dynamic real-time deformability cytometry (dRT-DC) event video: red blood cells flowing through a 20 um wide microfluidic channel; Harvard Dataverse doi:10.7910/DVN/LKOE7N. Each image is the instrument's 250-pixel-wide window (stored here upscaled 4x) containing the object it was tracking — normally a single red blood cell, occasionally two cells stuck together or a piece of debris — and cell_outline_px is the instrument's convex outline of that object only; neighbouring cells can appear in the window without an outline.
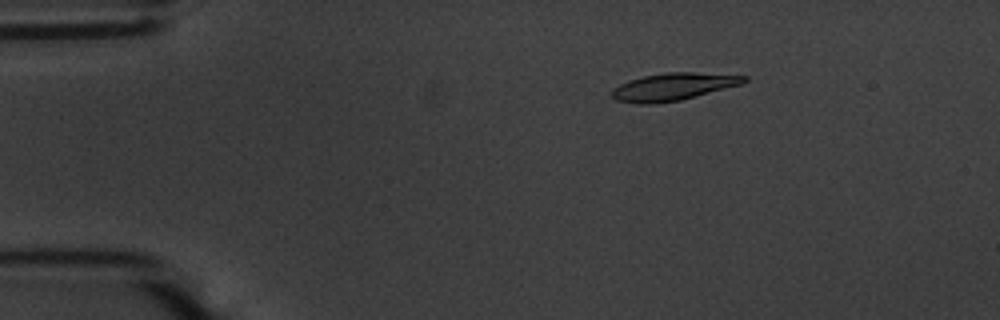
{"species": "common noctule bat (a hibernating species)", "species_latin": "Nyctalus noctula", "temperature_condition": "warm", "stored_images_in_passage": 47, "camera_frame_rate_fps": 3000, "um_per_image_px": 0.085, "animal": {"sex": "male", "body_mass_g": 20.1, "forearm_length_mm": 53.5}, "frame": {"image": 1, "passage_image": 1, "time_ms": 0.0, "image_size_px": [1000, 320], "cell_outline_px": [[748, 80], [740, 84], [680, 100], [652, 104], [636, 104], [616, 100], [608, 92], [612, 88], [628, 80], [644, 76], [668, 72], [692, 72], [748, 76]], "centroid_in_image_um": [57.14, 7.37], "position_along_channel_um": 27.9, "area_um2": 20.98}}
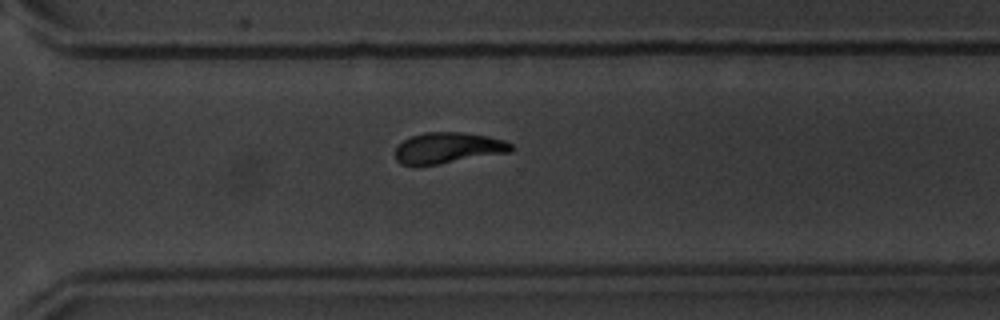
{"frame": {"image": 2, "passage_image": 31, "time_ms": 10.0, "image_size_px": [1000, 320], "cell_outline_px": [[512, 152], [440, 164], [400, 164], [396, 160], [396, 148], [404, 140], [412, 136], [424, 132], [460, 132], [488, 136], [504, 140], [512, 144]], "centroid_in_image_um": [38.13, 12.57], "position_along_channel_um": 332.5, "area_um2": 20.75}}
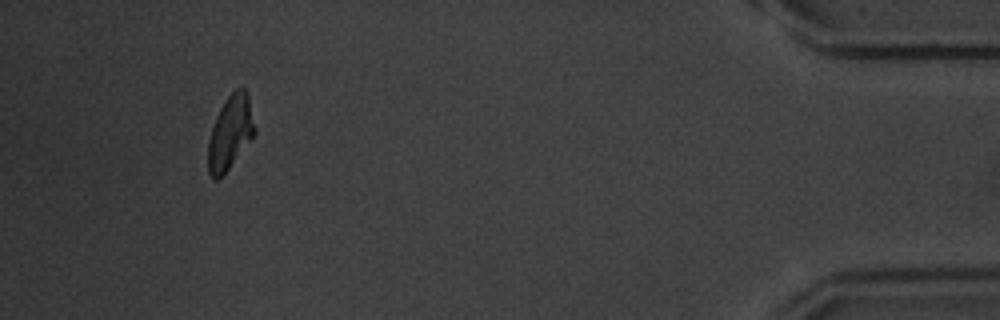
{"frame": {"image": 3, "passage_image": 43, "time_ms": 14.0, "image_size_px": [1000, 320], "cell_outline_px": [[256, 132], [228, 168], [216, 180], [212, 180], [208, 172], [208, 140], [216, 116], [220, 108], [228, 96], [236, 88], [244, 88], [248, 92], [256, 128]], "centroid_in_image_um": [19.57, 11.23], "position_along_channel_um": 415.6, "area_um2": 19.83}, "authors_computed_cell_mechanics": {"area_um2": 21.2126, "velocity_mm_per_s": 3.6853, "shape_relaxation_time_tau1_ms": 4.401, "shape_relaxation_time_tau2_ms": 3.5279, "deformation_change_tau1": 0.1589, "deformation_change_tau2": 0.102}}